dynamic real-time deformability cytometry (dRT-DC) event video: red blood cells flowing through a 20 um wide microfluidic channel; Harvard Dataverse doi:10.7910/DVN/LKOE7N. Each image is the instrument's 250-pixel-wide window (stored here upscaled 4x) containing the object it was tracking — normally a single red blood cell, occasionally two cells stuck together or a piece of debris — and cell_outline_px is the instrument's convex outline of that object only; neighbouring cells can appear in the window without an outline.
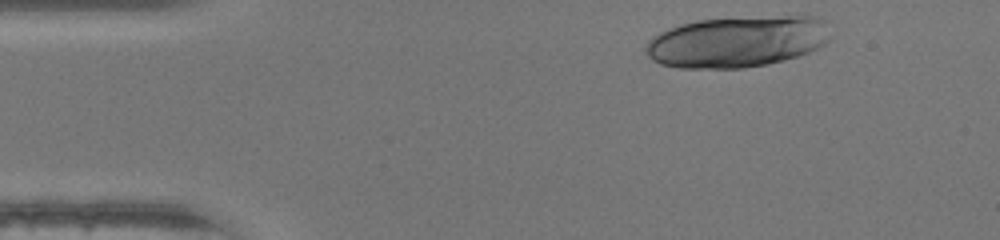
{"species": "human", "species_latin": "Homo sapiens", "temperature_condition": "warm", "stored_images_in_passage": 34, "camera_frame_rate_fps": 3000, "um_per_image_px": 0.085, "donor": {"sex": "female"}, "frame": {"image": 1, "passage_image": 2, "time_ms": 0.333, "image_size_px": [1000, 240], "cell_outline_px": [[828, 40], [824, 44], [808, 52], [784, 60], [768, 64], [744, 68], [680, 68], [660, 64], [652, 60], [644, 52], [644, 48], [648, 40], [652, 36], [660, 32], [680, 24], [696, 20], [788, 16], [816, 16], [824, 20], [828, 36]], "centroid_in_image_um": [62.6, 3.55], "position_along_channel_um": 22.4, "area_um2": 54.91}}
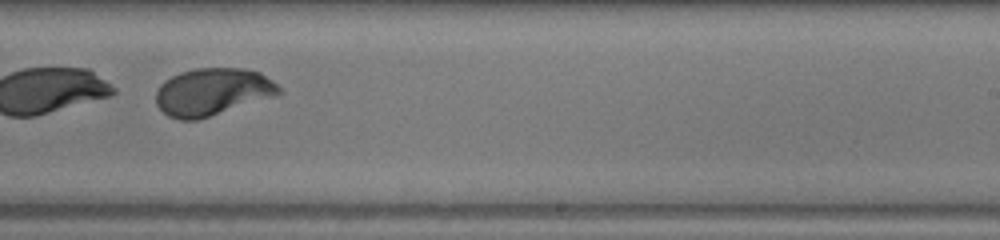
{"frame": {"image": 2, "passage_image": 25, "time_ms": 8.0, "image_size_px": [1000, 240], "cell_outline_px": [[284, 92], [276, 96], [196, 120], [180, 120], [168, 116], [156, 104], [156, 92], [160, 84], [164, 80], [180, 72], [196, 68], [240, 68], [260, 72], [272, 80]], "centroid_in_image_um": [18.06, 7.8], "position_along_channel_um": 270.9, "area_um2": 33.93}}
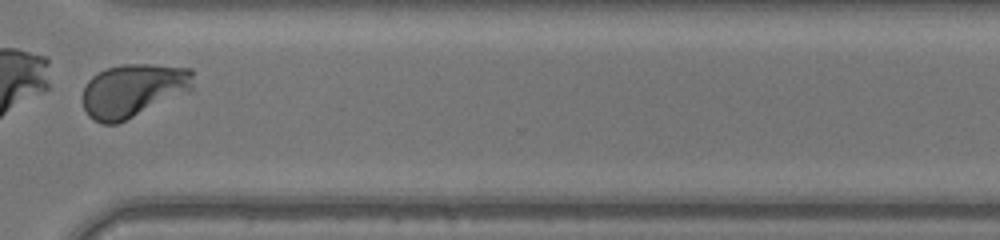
{"frame": {"image": 3, "passage_image": 31, "time_ms": 10.0, "image_size_px": [1000, 240], "cell_outline_px": [[192, 88], [116, 124], [104, 124], [92, 120], [88, 116], [84, 108], [84, 88], [88, 80], [92, 76], [108, 68], [124, 64], [148, 64], [192, 68]], "centroid_in_image_um": [11.27, 7.67], "position_along_channel_um": 359.3, "area_um2": 33.47}, "authors_computed_cell_mechanics": {"area_um2": 34.7089, "velocity_mm_per_s": 4.3699, "shape_relaxation_time_tau1_ms": 1.7381, "shape_relaxation_time_tau2_ms": null, "deformation_change_tau1": 0.3713, "deformation_change_tau2": null}}